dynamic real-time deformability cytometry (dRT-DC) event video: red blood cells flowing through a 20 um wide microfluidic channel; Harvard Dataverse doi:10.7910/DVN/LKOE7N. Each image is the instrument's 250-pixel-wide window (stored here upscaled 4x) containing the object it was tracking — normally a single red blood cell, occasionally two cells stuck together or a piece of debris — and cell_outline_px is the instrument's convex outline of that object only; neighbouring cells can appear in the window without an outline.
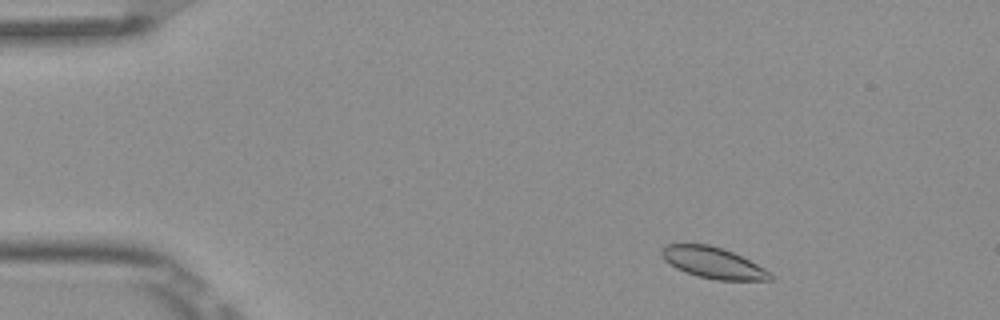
{"species": "Egyptian fruit bat (a non-hibernating species)", "species_latin": "Rousettus aegyptiacus", "temperature_condition": "room temperature", "stored_images_in_passage": 4, "camera_frame_rate_fps": 3000, "um_per_image_px": 0.085, "frame": {"image": 1, "passage_image": 1, "time_ms": 0.0, "image_size_px": [1000, 320], "cell_outline_px": [[772, 280], [716, 280], [696, 276], [684, 272], [676, 268], [664, 260], [660, 252], [660, 248], [668, 244], [708, 244], [724, 248], [764, 268], [772, 276]], "centroid_in_image_um": [60.55, 22.33], "position_along_channel_um": 24.4, "area_um2": 19.65}}
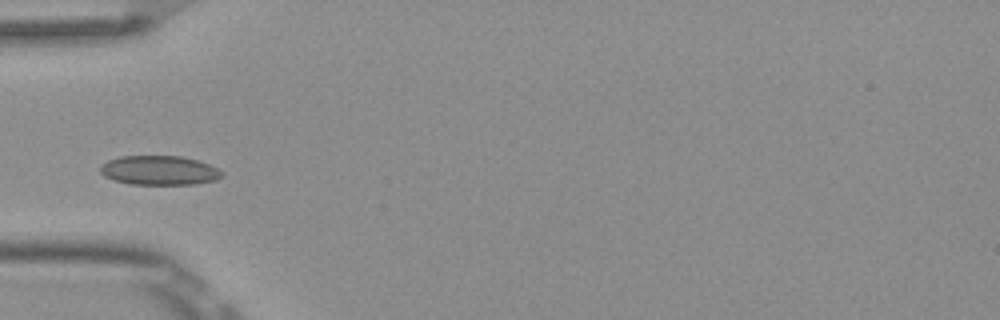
{"frame": {"image": 2, "passage_image": 4, "time_ms": 1.0, "image_size_px": [1000, 320], "cell_outline_px": [[224, 176], [216, 180], [192, 184], [132, 184], [112, 180], [104, 176], [100, 172], [100, 164], [108, 160], [120, 156], [180, 156], [196, 160], [208, 164], [224, 172]], "centroid_in_image_um": [13.52, 14.48], "position_along_channel_um": 71.5, "area_um2": 20.81}}